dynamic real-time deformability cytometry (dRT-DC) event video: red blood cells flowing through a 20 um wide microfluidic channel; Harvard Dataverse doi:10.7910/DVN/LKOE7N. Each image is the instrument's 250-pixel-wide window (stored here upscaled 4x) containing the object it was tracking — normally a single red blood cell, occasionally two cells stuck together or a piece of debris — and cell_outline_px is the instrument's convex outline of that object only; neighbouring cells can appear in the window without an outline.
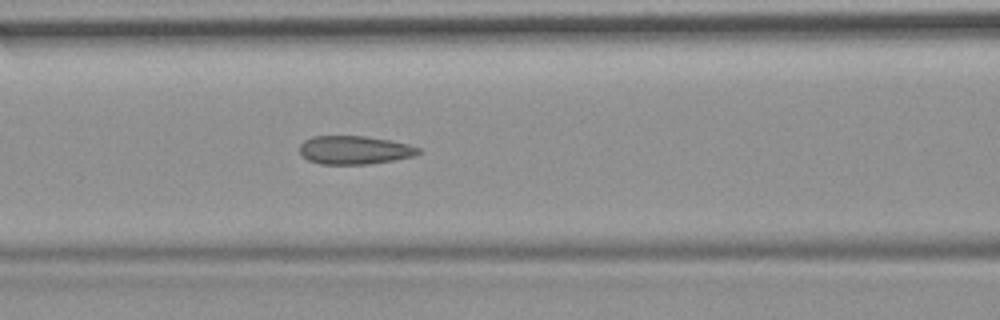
{"species": "common noctule bat (a hibernating species)", "species_latin": "Nyctalus noctula", "temperature_condition": "room temperature", "stored_images_in_passage": 37, "camera_frame_rate_fps": 3000, "um_per_image_px": 0.085, "animal": {"sex": "female", "body_mass_g": 19.9}, "frame": {"image": 1, "passage_image": 6, "time_ms": 1.667, "image_size_px": [1000, 320], "cell_outline_px": [[424, 152], [416, 156], [368, 164], [320, 164], [308, 160], [300, 152], [300, 144], [304, 140], [312, 136], [364, 136], [392, 140], [408, 144], [420, 148]], "centroid_in_image_um": [30.17, 12.75], "position_along_channel_um": 136.4, "area_um2": 19.83}}